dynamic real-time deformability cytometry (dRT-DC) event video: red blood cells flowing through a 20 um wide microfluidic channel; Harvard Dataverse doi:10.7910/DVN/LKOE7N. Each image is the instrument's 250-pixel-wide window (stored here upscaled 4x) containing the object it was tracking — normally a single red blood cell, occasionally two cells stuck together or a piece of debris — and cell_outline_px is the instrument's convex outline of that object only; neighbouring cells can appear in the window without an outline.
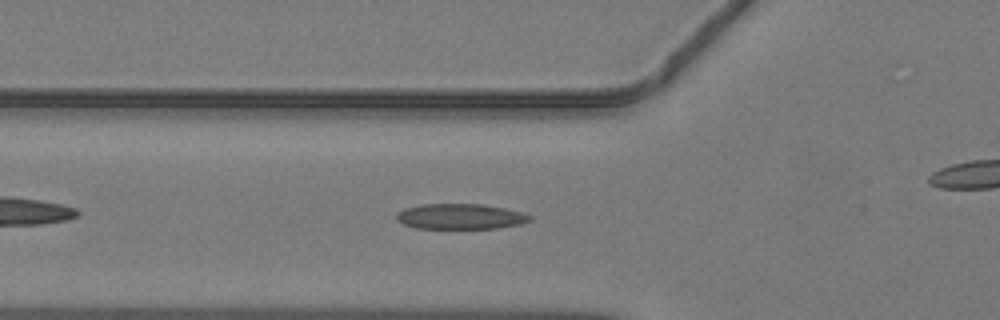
{"species": "common noctule bat (a hibernating species)", "species_latin": "Nyctalus noctula", "temperature_condition": "warm", "stored_images_in_passage": 38, "camera_frame_rate_fps": 3000, "um_per_image_px": 0.085, "animal": {"sex": "male", "body_mass_g": 19.2, "forearm_length_mm": 51.8}, "frame": {"image": 1, "passage_image": 7, "time_ms": 2.0, "image_size_px": [1000, 320], "cell_outline_px": [[532, 220], [520, 224], [500, 228], [416, 228], [404, 224], [396, 220], [396, 212], [404, 208], [424, 204], [480, 204], [504, 208], [524, 212], [532, 216]], "centroid_in_image_um": [39.14, 18.4], "position_along_channel_um": 86.7, "area_um2": 19.83}}
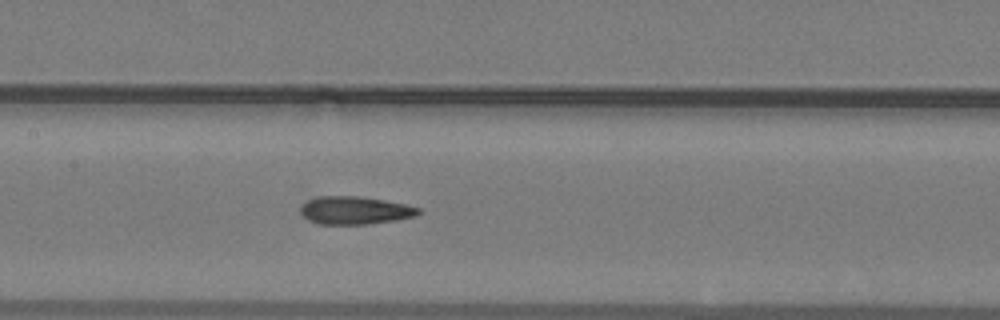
{"frame": {"image": 2, "passage_image": 13, "time_ms": 4.0, "image_size_px": [1000, 320], "cell_outline_px": [[420, 212], [416, 216], [396, 220], [368, 224], [320, 224], [308, 220], [300, 212], [300, 208], [308, 200], [316, 196], [360, 196], [384, 200], [404, 204], [420, 208]], "centroid_in_image_um": [30.16, 17.88], "position_along_channel_um": 177.2, "area_um2": 19.13}}
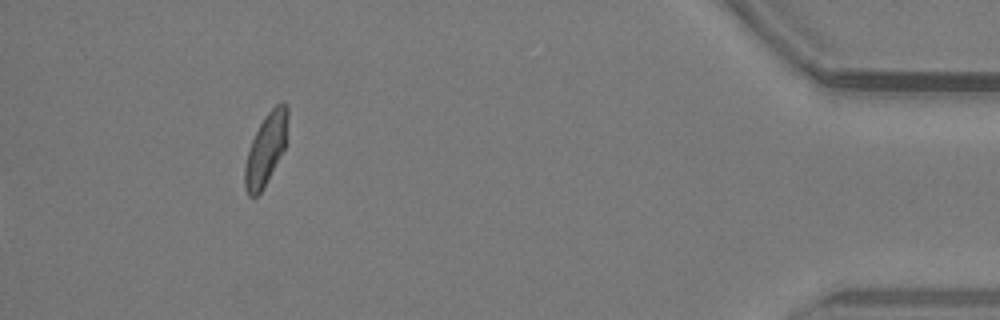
{"frame": {"image": 3, "passage_image": 38, "time_ms": 12.333, "image_size_px": [1000, 320], "cell_outline_px": [[288, 116], [284, 148], [264, 188], [256, 196], [248, 196], [244, 188], [244, 168], [248, 152], [252, 140], [264, 116], [280, 100], [288, 108]], "centroid_in_image_um": [22.58, 12.69], "position_along_channel_um": 412.6, "area_um2": 17.63}}